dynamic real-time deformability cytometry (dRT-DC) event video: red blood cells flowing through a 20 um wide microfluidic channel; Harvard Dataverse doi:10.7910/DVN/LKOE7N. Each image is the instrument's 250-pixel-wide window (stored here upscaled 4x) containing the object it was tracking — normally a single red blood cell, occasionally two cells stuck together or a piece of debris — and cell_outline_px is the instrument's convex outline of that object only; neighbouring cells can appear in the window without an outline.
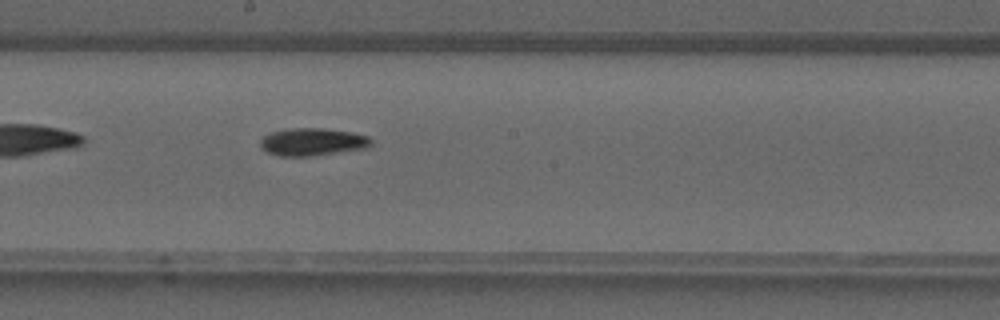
{"species": "common noctule bat (a hibernating species)", "species_latin": "Nyctalus noctula", "temperature_condition": "warm", "stored_images_in_passage": 34, "camera_frame_rate_fps": 3000, "um_per_image_px": 0.085, "animal": {"sex": "male", "forearm_length_mm": 52.5}, "frame": {"image": 1, "passage_image": 16, "time_ms": 5.0, "image_size_px": [1000, 320], "cell_outline_px": [[372, 144], [368, 148], [316, 156], [280, 156], [268, 152], [260, 148], [260, 140], [264, 136], [272, 132], [284, 128], [324, 128], [352, 132], [368, 136], [372, 140]], "centroid_in_image_um": [26.58, 12.06], "position_along_channel_um": 221.6, "area_um2": 18.15}}
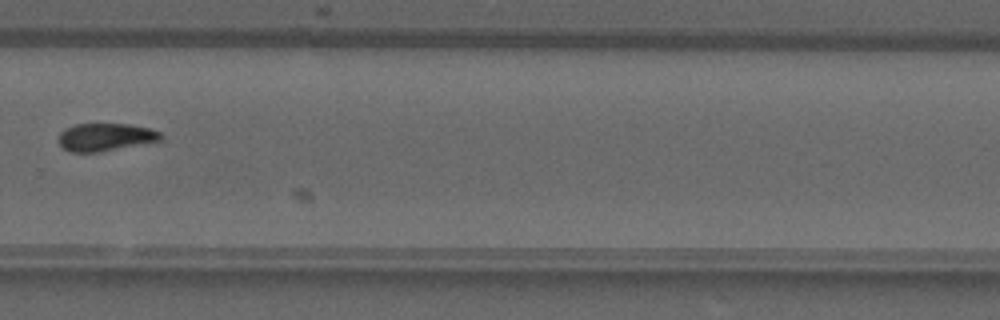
{"frame": {"image": 2, "passage_image": 22, "time_ms": 7.0, "image_size_px": [1000, 320], "cell_outline_px": [[164, 136], [160, 140], [100, 152], [68, 152], [56, 140], [60, 132], [64, 128], [76, 124], [128, 124], [148, 128], [160, 132]], "centroid_in_image_um": [8.9, 11.65], "position_along_channel_um": 320.9, "area_um2": 16.53}}
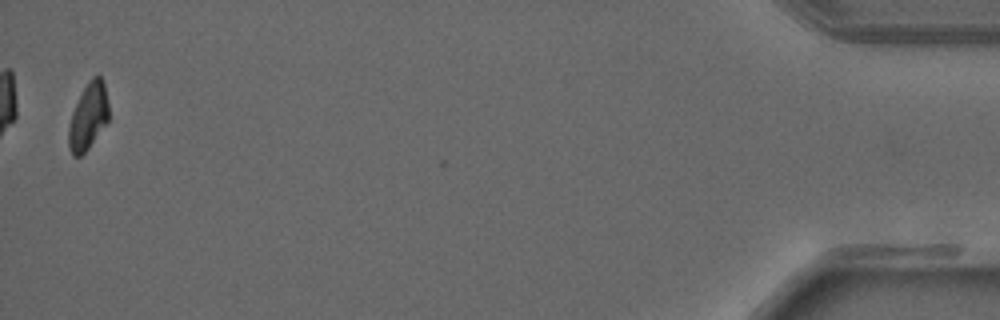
{"frame": {"image": 3, "passage_image": 34, "time_ms": 11.0, "image_size_px": [1000, 320], "cell_outline_px": [[108, 120], [88, 148], [80, 156], [72, 156], [68, 148], [68, 128], [72, 112], [88, 80], [92, 76], [100, 76], [104, 80], [108, 104]], "centroid_in_image_um": [7.49, 9.89], "position_along_channel_um": 427.7, "area_um2": 15.43}}